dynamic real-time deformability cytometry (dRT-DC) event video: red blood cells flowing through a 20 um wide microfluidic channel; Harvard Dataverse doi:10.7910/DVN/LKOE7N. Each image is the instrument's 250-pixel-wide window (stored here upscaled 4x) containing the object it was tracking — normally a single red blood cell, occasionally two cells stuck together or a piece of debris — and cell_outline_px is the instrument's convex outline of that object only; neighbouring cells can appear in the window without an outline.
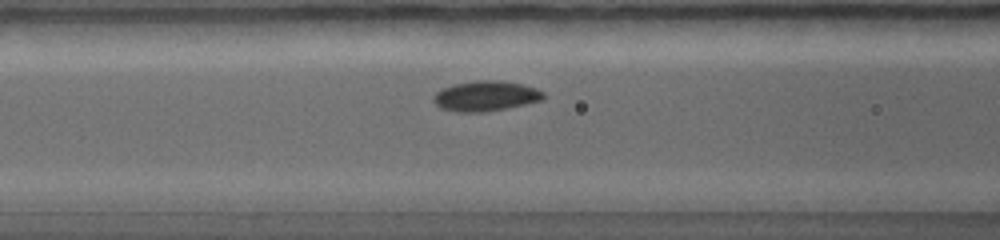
{"species": "common noctule bat (a hibernating species)", "species_latin": "Nyctalus noctula", "temperature_condition": "warm", "stored_images_in_passage": 19, "camera_frame_rate_fps": 5000, "um_per_image_px": 0.085, "animal": {"sex": "female", "body_mass_g": 19.0, "forearm_length_mm": 56.7}, "frame": {"image": 1, "passage_image": 9, "time_ms": 2.6, "image_size_px": [1000, 240], "cell_outline_px": [[544, 96], [540, 100], [500, 108], [444, 108], [436, 104], [436, 92], [440, 88], [452, 84], [472, 80], [500, 80], [524, 84], [536, 88], [544, 92]], "centroid_in_image_um": [41.35, 8.04], "position_along_channel_um": 125.3, "area_um2": 17.74}}
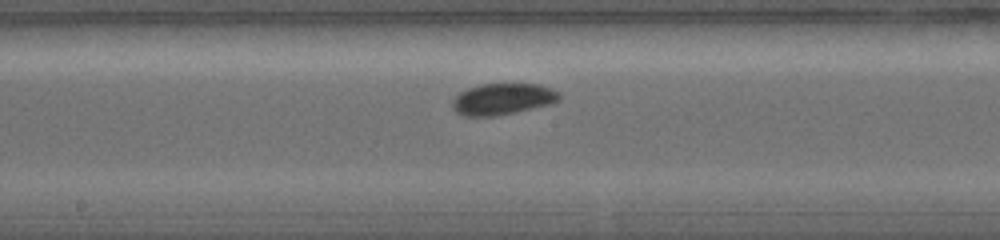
{"frame": {"image": 2, "passage_image": 13, "time_ms": 4.0, "image_size_px": [1000, 240], "cell_outline_px": [[560, 96], [556, 100], [548, 104], [488, 116], [472, 116], [460, 112], [452, 104], [456, 96], [460, 92], [468, 88], [480, 84], [540, 84], [552, 88], [560, 92]], "centroid_in_image_um": [42.75, 8.37], "position_along_channel_um": 205.5, "area_um2": 18.61}}
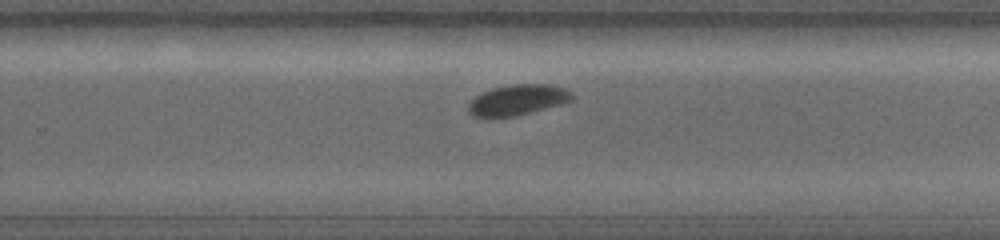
{"frame": {"image": 3, "passage_image": 17, "time_ms": 5.4, "image_size_px": [1000, 240], "cell_outline_px": [[572, 100], [560, 104], [512, 116], [476, 116], [468, 112], [468, 104], [476, 96], [492, 88], [512, 84], [548, 84], [564, 88], [572, 92]], "centroid_in_image_um": [44.01, 8.46], "position_along_channel_um": 285.8, "area_um2": 17.92}}